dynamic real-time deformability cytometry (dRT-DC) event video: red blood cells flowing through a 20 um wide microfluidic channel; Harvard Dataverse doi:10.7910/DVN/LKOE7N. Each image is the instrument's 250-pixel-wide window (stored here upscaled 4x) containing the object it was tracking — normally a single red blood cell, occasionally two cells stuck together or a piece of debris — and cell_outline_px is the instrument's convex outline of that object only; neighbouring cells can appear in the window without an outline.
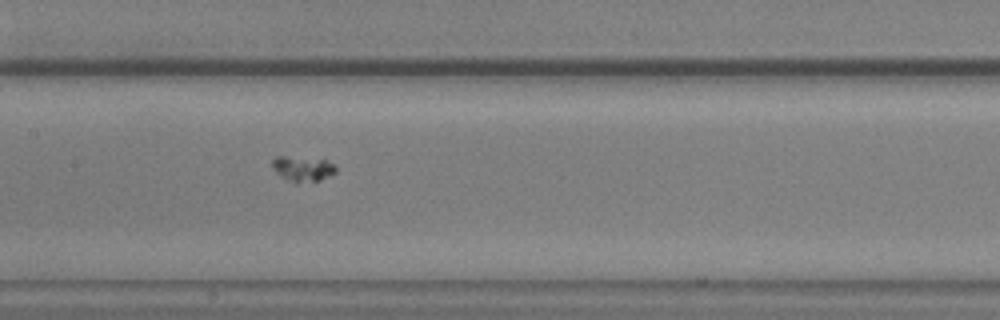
{"species": "common noctule bat (a hibernating species)", "species_latin": "Nyctalus noctula", "temperature_condition": "warm", "stored_images_in_passage": 55, "camera_frame_rate_fps": 3000, "um_per_image_px": 0.085, "animal": {"sex": "male", "body_mass_g": 20.5, "forearm_length_mm": 52.5}, "frame": {"image": 1, "passage_image": 27, "time_ms": 8.667, "image_size_px": [1000, 320], "cell_outline_px": [[336, 172], [320, 180], [296, 184], [280, 176], [272, 168], [272, 160], [276, 156], [324, 156], [336, 164]], "centroid_in_image_um": [25.79, 14.29], "position_along_channel_um": 181.6, "area_um2": 10.12}}